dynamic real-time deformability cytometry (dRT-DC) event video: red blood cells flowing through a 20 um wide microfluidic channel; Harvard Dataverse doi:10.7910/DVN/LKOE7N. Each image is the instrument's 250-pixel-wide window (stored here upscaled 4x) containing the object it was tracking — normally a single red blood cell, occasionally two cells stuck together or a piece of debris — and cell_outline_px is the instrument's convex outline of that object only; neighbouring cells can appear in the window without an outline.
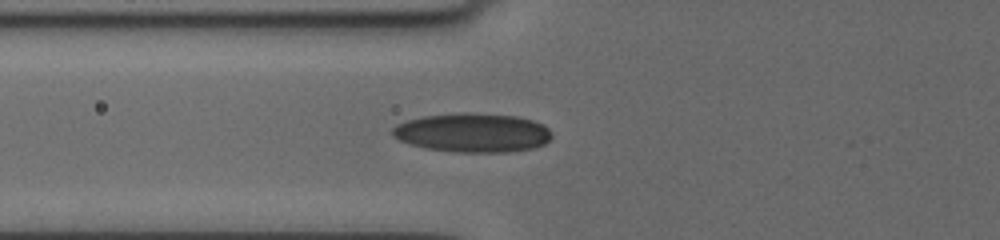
{"species": "human", "species_latin": "Homo sapiens", "temperature_condition": "cold", "stored_images_in_passage": 2, "camera_frame_rate_fps": 3000, "um_per_image_px": 0.085, "donor": {"sex": "female"}, "frame": {"image": 1, "passage_image": 2, "time_ms": 1.0, "image_size_px": [1000, 240], "cell_outline_px": [[552, 136], [544, 144], [536, 148], [512, 152], [456, 152], [424, 148], [400, 140], [392, 136], [392, 128], [396, 124], [408, 120], [424, 116], [460, 112], [464, 112], [520, 116], [532, 120], [548, 128], [552, 132]], "centroid_in_image_um": [40.19, 11.28], "position_along_channel_um": 85.6, "area_um2": 36.47}}